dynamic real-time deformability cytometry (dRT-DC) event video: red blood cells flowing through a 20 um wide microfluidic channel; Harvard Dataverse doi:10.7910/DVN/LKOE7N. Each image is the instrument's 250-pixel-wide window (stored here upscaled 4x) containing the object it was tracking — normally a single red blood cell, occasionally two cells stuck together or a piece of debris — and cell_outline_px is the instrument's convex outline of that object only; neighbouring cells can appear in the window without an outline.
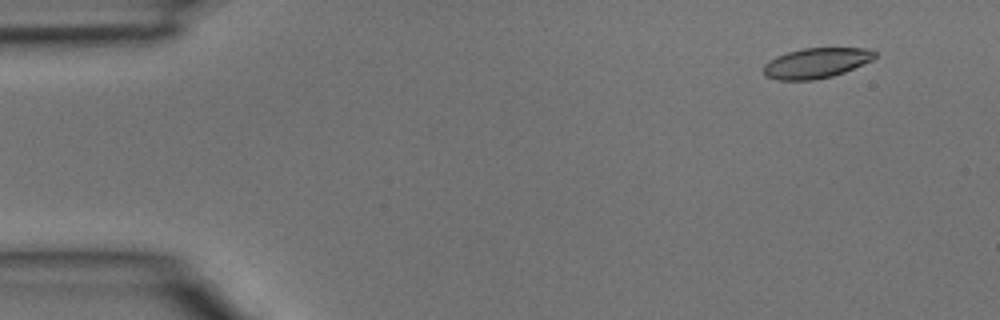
{"species": "common noctule bat (a hibernating species)", "species_latin": "Nyctalus noctula", "temperature_condition": "room temperature", "stored_images_in_passage": 3, "camera_frame_rate_fps": 3000, "um_per_image_px": 0.085, "animal": {"sex": "male", "body_mass_g": 15.6}, "frame": {"image": 1, "passage_image": 1, "time_ms": 0.0, "image_size_px": [1000, 320], "cell_outline_px": [[876, 56], [872, 60], [844, 72], [832, 76], [812, 80], [776, 80], [764, 76], [764, 64], [768, 60], [776, 56], [788, 52], [804, 48], [868, 48], [876, 52]], "centroid_in_image_um": [69.35, 5.36], "position_along_channel_um": 15.6, "area_um2": 19.59}}